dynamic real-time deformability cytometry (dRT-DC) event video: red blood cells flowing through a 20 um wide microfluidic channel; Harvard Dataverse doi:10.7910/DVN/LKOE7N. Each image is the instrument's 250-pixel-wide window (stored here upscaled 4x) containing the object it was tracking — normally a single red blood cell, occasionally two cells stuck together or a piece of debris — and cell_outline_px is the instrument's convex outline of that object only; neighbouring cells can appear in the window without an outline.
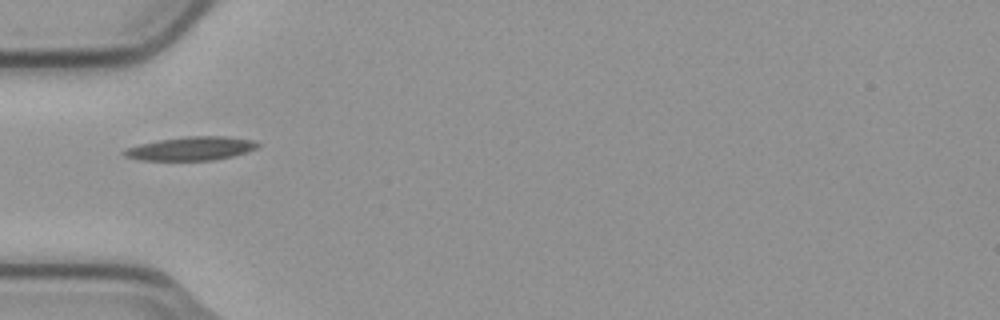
{"species": "common noctule bat (a hibernating species)", "species_latin": "Nyctalus noctula", "temperature_condition": "cold", "stored_images_in_passage": 3, "camera_frame_rate_fps": 3000, "um_per_image_px": 0.085, "animal": {"sex": "male", "body_mass_g": 23.1, "forearm_length_mm": 52.7}, "frame": {"image": 1, "passage_image": 1, "time_ms": 0.0, "image_size_px": [1000, 320], "cell_outline_px": [[260, 144], [256, 148], [248, 152], [232, 156], [212, 160], [140, 160], [124, 156], [120, 152], [124, 148], [140, 144], [160, 140], [188, 136], [228, 136], [252, 140]], "centroid_in_image_um": [16.22, 12.62], "position_along_channel_um": 68.8, "area_um2": 18.38}}
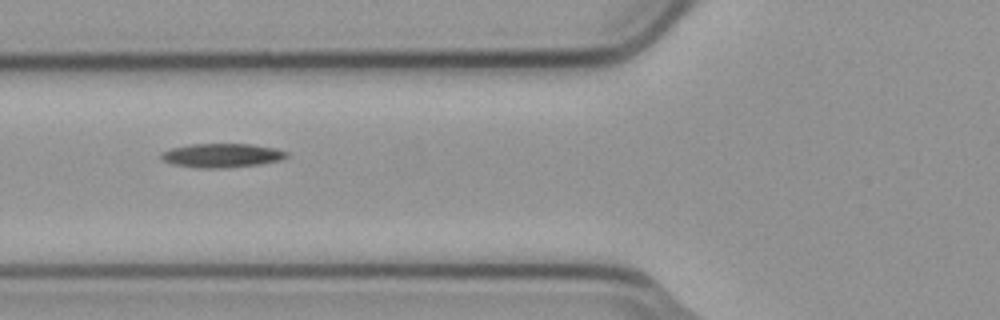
{"frame": {"image": 2, "passage_image": 2, "time_ms": 0.333, "image_size_px": [1000, 320], "cell_outline_px": [[288, 156], [280, 160], [260, 164], [228, 168], [196, 168], [172, 164], [160, 160], [160, 152], [172, 148], [188, 144], [252, 144], [276, 148], [288, 152]], "centroid_in_image_um": [18.82, 13.21], "position_along_channel_um": 107.0, "area_um2": 17.8}}
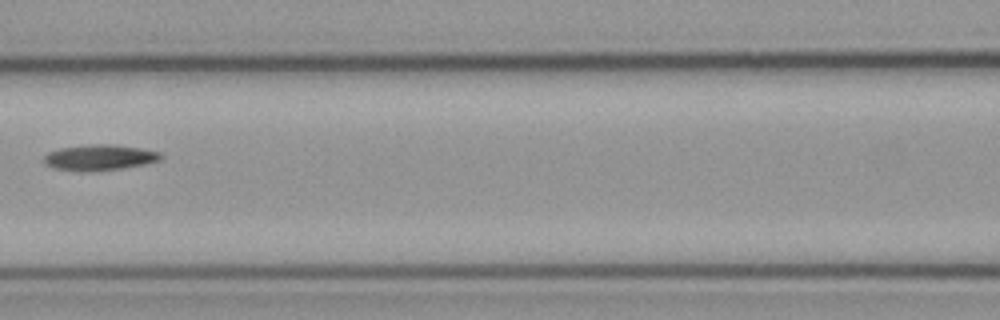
{"frame": {"image": 3, "passage_image": 3, "time_ms": 0.667, "image_size_px": [1000, 320], "cell_outline_px": [[164, 156], [160, 160], [144, 164], [120, 168], [88, 172], [80, 172], [56, 168], [48, 164], [44, 160], [44, 156], [48, 152], [60, 148], [88, 144], [112, 144], [140, 148], [160, 152]], "centroid_in_image_um": [8.47, 13.38], "position_along_channel_um": 158.1, "area_um2": 17.46}}